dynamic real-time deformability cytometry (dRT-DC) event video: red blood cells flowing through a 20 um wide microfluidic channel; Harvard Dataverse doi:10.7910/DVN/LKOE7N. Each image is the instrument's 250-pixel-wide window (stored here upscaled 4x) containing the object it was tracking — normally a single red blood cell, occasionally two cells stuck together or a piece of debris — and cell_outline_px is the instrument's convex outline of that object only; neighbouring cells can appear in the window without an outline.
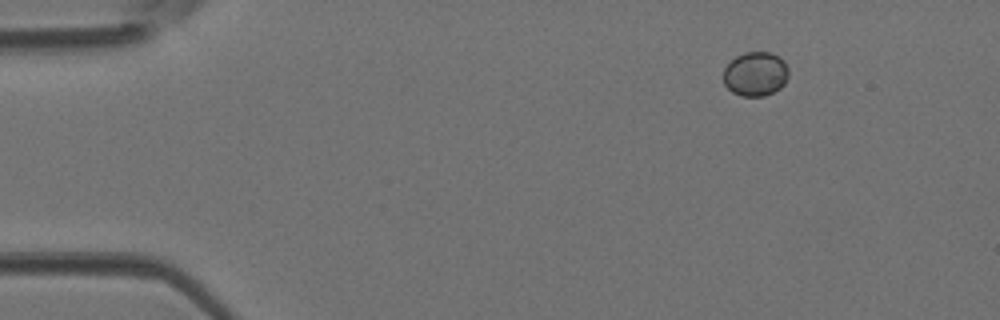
{"species": "Egyptian fruit bat (a non-hibernating species)", "species_latin": "Rousettus aegyptiacus", "temperature_condition": "room temperature", "stored_images_in_passage": 40, "camera_frame_rate_fps": 3000, "um_per_image_px": 0.085, "animal": {"sex": "female"}, "frame": {"image": 1, "passage_image": 1, "time_ms": 0.0, "image_size_px": [1000, 320], "cell_outline_px": [[788, 76], [784, 84], [780, 88], [764, 96], [740, 96], [732, 92], [724, 84], [724, 68], [736, 56], [744, 52], [772, 52], [780, 56], [784, 60], [788, 68]], "centroid_in_image_um": [64.23, 6.27], "position_along_channel_um": 20.8, "area_um2": 16.94}}
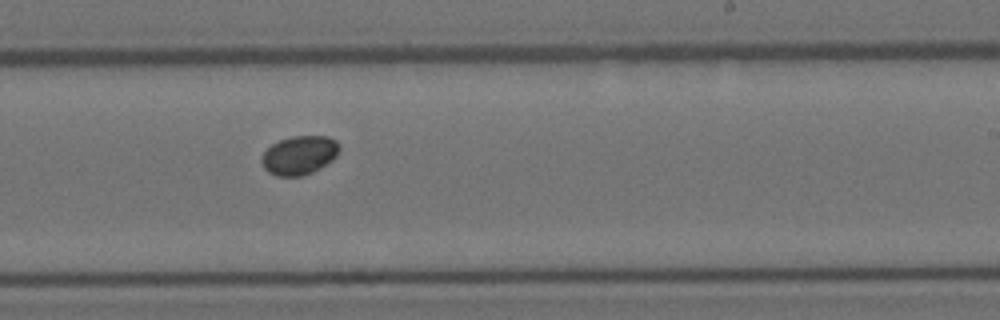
{"frame": {"image": 2, "passage_image": 23, "time_ms": 7.333, "image_size_px": [1000, 320], "cell_outline_px": [[340, 148], [336, 156], [332, 160], [320, 168], [312, 172], [300, 176], [276, 176], [268, 172], [264, 168], [260, 160], [260, 156], [272, 144], [280, 140], [292, 136], [328, 136], [336, 140], [340, 144]], "centroid_in_image_um": [25.44, 13.19], "position_along_channel_um": 263.6, "area_um2": 17.69}}
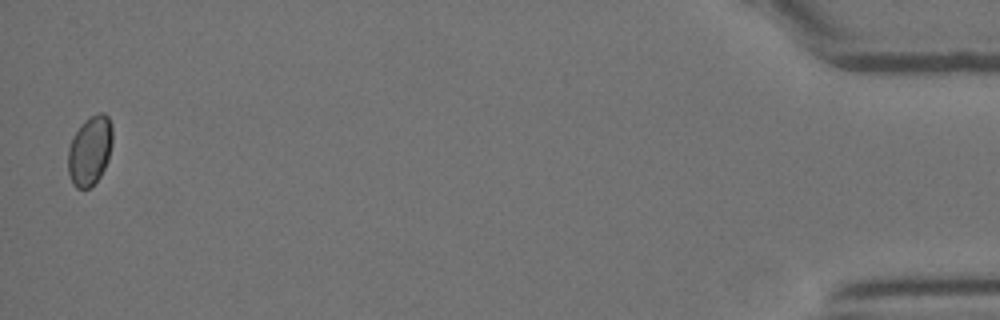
{"frame": {"image": 3, "passage_image": 40, "time_ms": 13.0, "image_size_px": [1000, 320], "cell_outline_px": [[112, 144], [108, 160], [100, 176], [88, 188], [76, 188], [72, 184], [68, 172], [68, 148], [80, 124], [84, 120], [100, 112], [104, 112], [108, 116], [112, 124]], "centroid_in_image_um": [7.64, 12.78], "position_along_channel_um": 427.6, "area_um2": 17.98}}